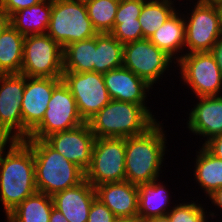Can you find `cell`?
<instances>
[{
	"instance_id": "1",
	"label": "cell",
	"mask_w": 222,
	"mask_h": 222,
	"mask_svg": "<svg viewBox=\"0 0 222 222\" xmlns=\"http://www.w3.org/2000/svg\"><path fill=\"white\" fill-rule=\"evenodd\" d=\"M9 145L6 155V148L0 152V201L6 216L37 192L32 148L24 140H11Z\"/></svg>"
},
{
	"instance_id": "2",
	"label": "cell",
	"mask_w": 222,
	"mask_h": 222,
	"mask_svg": "<svg viewBox=\"0 0 222 222\" xmlns=\"http://www.w3.org/2000/svg\"><path fill=\"white\" fill-rule=\"evenodd\" d=\"M162 129L160 122H156L144 134L126 138V181L140 185L158 180L166 151V138Z\"/></svg>"
},
{
	"instance_id": "3",
	"label": "cell",
	"mask_w": 222,
	"mask_h": 222,
	"mask_svg": "<svg viewBox=\"0 0 222 222\" xmlns=\"http://www.w3.org/2000/svg\"><path fill=\"white\" fill-rule=\"evenodd\" d=\"M156 122L145 105L111 100L88 124L95 138H128L144 134Z\"/></svg>"
},
{
	"instance_id": "4",
	"label": "cell",
	"mask_w": 222,
	"mask_h": 222,
	"mask_svg": "<svg viewBox=\"0 0 222 222\" xmlns=\"http://www.w3.org/2000/svg\"><path fill=\"white\" fill-rule=\"evenodd\" d=\"M24 141L34 154L37 192L53 196L85 180V172L53 149L44 139Z\"/></svg>"
},
{
	"instance_id": "5",
	"label": "cell",
	"mask_w": 222,
	"mask_h": 222,
	"mask_svg": "<svg viewBox=\"0 0 222 222\" xmlns=\"http://www.w3.org/2000/svg\"><path fill=\"white\" fill-rule=\"evenodd\" d=\"M63 49L77 41L95 37L85 2L78 0H52V12L46 32Z\"/></svg>"
},
{
	"instance_id": "6",
	"label": "cell",
	"mask_w": 222,
	"mask_h": 222,
	"mask_svg": "<svg viewBox=\"0 0 222 222\" xmlns=\"http://www.w3.org/2000/svg\"><path fill=\"white\" fill-rule=\"evenodd\" d=\"M20 74L62 78L63 47L47 34L25 36Z\"/></svg>"
},
{
	"instance_id": "7",
	"label": "cell",
	"mask_w": 222,
	"mask_h": 222,
	"mask_svg": "<svg viewBox=\"0 0 222 222\" xmlns=\"http://www.w3.org/2000/svg\"><path fill=\"white\" fill-rule=\"evenodd\" d=\"M125 152L126 138H95L85 179L94 188L103 183L125 181Z\"/></svg>"
},
{
	"instance_id": "8",
	"label": "cell",
	"mask_w": 222,
	"mask_h": 222,
	"mask_svg": "<svg viewBox=\"0 0 222 222\" xmlns=\"http://www.w3.org/2000/svg\"><path fill=\"white\" fill-rule=\"evenodd\" d=\"M83 123L76 100L61 80L53 89L42 121L30 132L28 139H45L51 134L73 129Z\"/></svg>"
},
{
	"instance_id": "9",
	"label": "cell",
	"mask_w": 222,
	"mask_h": 222,
	"mask_svg": "<svg viewBox=\"0 0 222 222\" xmlns=\"http://www.w3.org/2000/svg\"><path fill=\"white\" fill-rule=\"evenodd\" d=\"M181 78L192 88L196 97L221 96L222 74L210 52H194L176 57Z\"/></svg>"
},
{
	"instance_id": "10",
	"label": "cell",
	"mask_w": 222,
	"mask_h": 222,
	"mask_svg": "<svg viewBox=\"0 0 222 222\" xmlns=\"http://www.w3.org/2000/svg\"><path fill=\"white\" fill-rule=\"evenodd\" d=\"M62 80L76 100L79 115L84 122H88L112 100L101 73L63 72Z\"/></svg>"
},
{
	"instance_id": "11",
	"label": "cell",
	"mask_w": 222,
	"mask_h": 222,
	"mask_svg": "<svg viewBox=\"0 0 222 222\" xmlns=\"http://www.w3.org/2000/svg\"><path fill=\"white\" fill-rule=\"evenodd\" d=\"M172 61L171 56L149 39L123 45V67L145 80L150 86L159 80Z\"/></svg>"
},
{
	"instance_id": "12",
	"label": "cell",
	"mask_w": 222,
	"mask_h": 222,
	"mask_svg": "<svg viewBox=\"0 0 222 222\" xmlns=\"http://www.w3.org/2000/svg\"><path fill=\"white\" fill-rule=\"evenodd\" d=\"M191 16L185 21V46L188 53L210 52L222 36L216 5L196 2Z\"/></svg>"
},
{
	"instance_id": "13",
	"label": "cell",
	"mask_w": 222,
	"mask_h": 222,
	"mask_svg": "<svg viewBox=\"0 0 222 222\" xmlns=\"http://www.w3.org/2000/svg\"><path fill=\"white\" fill-rule=\"evenodd\" d=\"M24 88V75L0 74V130L11 140H23Z\"/></svg>"
},
{
	"instance_id": "14",
	"label": "cell",
	"mask_w": 222,
	"mask_h": 222,
	"mask_svg": "<svg viewBox=\"0 0 222 222\" xmlns=\"http://www.w3.org/2000/svg\"><path fill=\"white\" fill-rule=\"evenodd\" d=\"M62 78L26 77L21 103L23 119V140L42 121L54 87Z\"/></svg>"
},
{
	"instance_id": "15",
	"label": "cell",
	"mask_w": 222,
	"mask_h": 222,
	"mask_svg": "<svg viewBox=\"0 0 222 222\" xmlns=\"http://www.w3.org/2000/svg\"><path fill=\"white\" fill-rule=\"evenodd\" d=\"M44 140L84 172L90 167L95 135L88 122L70 130L51 134Z\"/></svg>"
},
{
	"instance_id": "16",
	"label": "cell",
	"mask_w": 222,
	"mask_h": 222,
	"mask_svg": "<svg viewBox=\"0 0 222 222\" xmlns=\"http://www.w3.org/2000/svg\"><path fill=\"white\" fill-rule=\"evenodd\" d=\"M103 78L112 100L145 105L146 92L151 86L129 69L122 66L110 70Z\"/></svg>"
},
{
	"instance_id": "17",
	"label": "cell",
	"mask_w": 222,
	"mask_h": 222,
	"mask_svg": "<svg viewBox=\"0 0 222 222\" xmlns=\"http://www.w3.org/2000/svg\"><path fill=\"white\" fill-rule=\"evenodd\" d=\"M96 196L117 218L138 216V185L128 181L108 182L95 187Z\"/></svg>"
},
{
	"instance_id": "18",
	"label": "cell",
	"mask_w": 222,
	"mask_h": 222,
	"mask_svg": "<svg viewBox=\"0 0 222 222\" xmlns=\"http://www.w3.org/2000/svg\"><path fill=\"white\" fill-rule=\"evenodd\" d=\"M95 188L85 179L80 184L52 196L54 207L69 222H87L90 207L96 198Z\"/></svg>"
},
{
	"instance_id": "19",
	"label": "cell",
	"mask_w": 222,
	"mask_h": 222,
	"mask_svg": "<svg viewBox=\"0 0 222 222\" xmlns=\"http://www.w3.org/2000/svg\"><path fill=\"white\" fill-rule=\"evenodd\" d=\"M189 113L187 125L194 134L211 138L222 134V96L199 97Z\"/></svg>"
},
{
	"instance_id": "20",
	"label": "cell",
	"mask_w": 222,
	"mask_h": 222,
	"mask_svg": "<svg viewBox=\"0 0 222 222\" xmlns=\"http://www.w3.org/2000/svg\"><path fill=\"white\" fill-rule=\"evenodd\" d=\"M52 12V0H44L36 5L15 12L9 23L24 37L46 34Z\"/></svg>"
},
{
	"instance_id": "21",
	"label": "cell",
	"mask_w": 222,
	"mask_h": 222,
	"mask_svg": "<svg viewBox=\"0 0 222 222\" xmlns=\"http://www.w3.org/2000/svg\"><path fill=\"white\" fill-rule=\"evenodd\" d=\"M24 36L10 23L0 34V74H20Z\"/></svg>"
},
{
	"instance_id": "22",
	"label": "cell",
	"mask_w": 222,
	"mask_h": 222,
	"mask_svg": "<svg viewBox=\"0 0 222 222\" xmlns=\"http://www.w3.org/2000/svg\"><path fill=\"white\" fill-rule=\"evenodd\" d=\"M152 181L138 185V218L141 221L167 215L170 202L165 186ZM167 208V209H166ZM166 211V212H165Z\"/></svg>"
},
{
	"instance_id": "23",
	"label": "cell",
	"mask_w": 222,
	"mask_h": 222,
	"mask_svg": "<svg viewBox=\"0 0 222 222\" xmlns=\"http://www.w3.org/2000/svg\"><path fill=\"white\" fill-rule=\"evenodd\" d=\"M149 40L172 58L185 47V21L175 11ZM183 47V48H182Z\"/></svg>"
},
{
	"instance_id": "24",
	"label": "cell",
	"mask_w": 222,
	"mask_h": 222,
	"mask_svg": "<svg viewBox=\"0 0 222 222\" xmlns=\"http://www.w3.org/2000/svg\"><path fill=\"white\" fill-rule=\"evenodd\" d=\"M53 207L52 196L36 192L6 216L7 222H49Z\"/></svg>"
},
{
	"instance_id": "25",
	"label": "cell",
	"mask_w": 222,
	"mask_h": 222,
	"mask_svg": "<svg viewBox=\"0 0 222 222\" xmlns=\"http://www.w3.org/2000/svg\"><path fill=\"white\" fill-rule=\"evenodd\" d=\"M96 36L73 42L63 49V72H94Z\"/></svg>"
},
{
	"instance_id": "26",
	"label": "cell",
	"mask_w": 222,
	"mask_h": 222,
	"mask_svg": "<svg viewBox=\"0 0 222 222\" xmlns=\"http://www.w3.org/2000/svg\"><path fill=\"white\" fill-rule=\"evenodd\" d=\"M123 66V44L111 33L96 35L94 72L107 73Z\"/></svg>"
},
{
	"instance_id": "27",
	"label": "cell",
	"mask_w": 222,
	"mask_h": 222,
	"mask_svg": "<svg viewBox=\"0 0 222 222\" xmlns=\"http://www.w3.org/2000/svg\"><path fill=\"white\" fill-rule=\"evenodd\" d=\"M199 151L194 176L209 196L222 187V160L211 154L204 146Z\"/></svg>"
},
{
	"instance_id": "28",
	"label": "cell",
	"mask_w": 222,
	"mask_h": 222,
	"mask_svg": "<svg viewBox=\"0 0 222 222\" xmlns=\"http://www.w3.org/2000/svg\"><path fill=\"white\" fill-rule=\"evenodd\" d=\"M171 0H147L141 9L138 21L144 39H149L176 11Z\"/></svg>"
},
{
	"instance_id": "29",
	"label": "cell",
	"mask_w": 222,
	"mask_h": 222,
	"mask_svg": "<svg viewBox=\"0 0 222 222\" xmlns=\"http://www.w3.org/2000/svg\"><path fill=\"white\" fill-rule=\"evenodd\" d=\"M120 0H89L85 2L88 16L97 33H110Z\"/></svg>"
},
{
	"instance_id": "30",
	"label": "cell",
	"mask_w": 222,
	"mask_h": 222,
	"mask_svg": "<svg viewBox=\"0 0 222 222\" xmlns=\"http://www.w3.org/2000/svg\"><path fill=\"white\" fill-rule=\"evenodd\" d=\"M201 204L180 203L167 213L170 222H206V215Z\"/></svg>"
},
{
	"instance_id": "31",
	"label": "cell",
	"mask_w": 222,
	"mask_h": 222,
	"mask_svg": "<svg viewBox=\"0 0 222 222\" xmlns=\"http://www.w3.org/2000/svg\"><path fill=\"white\" fill-rule=\"evenodd\" d=\"M146 1L147 0H120L114 20L113 29L120 23L135 21V19H138L143 4Z\"/></svg>"
},
{
	"instance_id": "32",
	"label": "cell",
	"mask_w": 222,
	"mask_h": 222,
	"mask_svg": "<svg viewBox=\"0 0 222 222\" xmlns=\"http://www.w3.org/2000/svg\"><path fill=\"white\" fill-rule=\"evenodd\" d=\"M110 33L123 45L144 39L142 27L138 19H135V21L120 23Z\"/></svg>"
},
{
	"instance_id": "33",
	"label": "cell",
	"mask_w": 222,
	"mask_h": 222,
	"mask_svg": "<svg viewBox=\"0 0 222 222\" xmlns=\"http://www.w3.org/2000/svg\"><path fill=\"white\" fill-rule=\"evenodd\" d=\"M116 218L112 211L96 197L90 207L87 222H114Z\"/></svg>"
},
{
	"instance_id": "34",
	"label": "cell",
	"mask_w": 222,
	"mask_h": 222,
	"mask_svg": "<svg viewBox=\"0 0 222 222\" xmlns=\"http://www.w3.org/2000/svg\"><path fill=\"white\" fill-rule=\"evenodd\" d=\"M42 1L44 0H1L0 11L10 18L15 12L36 5Z\"/></svg>"
},
{
	"instance_id": "35",
	"label": "cell",
	"mask_w": 222,
	"mask_h": 222,
	"mask_svg": "<svg viewBox=\"0 0 222 222\" xmlns=\"http://www.w3.org/2000/svg\"><path fill=\"white\" fill-rule=\"evenodd\" d=\"M203 146L215 157L222 160V134L211 138Z\"/></svg>"
},
{
	"instance_id": "36",
	"label": "cell",
	"mask_w": 222,
	"mask_h": 222,
	"mask_svg": "<svg viewBox=\"0 0 222 222\" xmlns=\"http://www.w3.org/2000/svg\"><path fill=\"white\" fill-rule=\"evenodd\" d=\"M210 53L214 56L222 74V36L216 41Z\"/></svg>"
},
{
	"instance_id": "37",
	"label": "cell",
	"mask_w": 222,
	"mask_h": 222,
	"mask_svg": "<svg viewBox=\"0 0 222 222\" xmlns=\"http://www.w3.org/2000/svg\"><path fill=\"white\" fill-rule=\"evenodd\" d=\"M211 198V199H210ZM209 199L212 200V203L218 208L222 209V187L215 190L211 195H209Z\"/></svg>"
},
{
	"instance_id": "38",
	"label": "cell",
	"mask_w": 222,
	"mask_h": 222,
	"mask_svg": "<svg viewBox=\"0 0 222 222\" xmlns=\"http://www.w3.org/2000/svg\"><path fill=\"white\" fill-rule=\"evenodd\" d=\"M49 222H69V221L58 209L53 207L50 214Z\"/></svg>"
},
{
	"instance_id": "39",
	"label": "cell",
	"mask_w": 222,
	"mask_h": 222,
	"mask_svg": "<svg viewBox=\"0 0 222 222\" xmlns=\"http://www.w3.org/2000/svg\"><path fill=\"white\" fill-rule=\"evenodd\" d=\"M9 24V17L0 11V34L4 28Z\"/></svg>"
},
{
	"instance_id": "40",
	"label": "cell",
	"mask_w": 222,
	"mask_h": 222,
	"mask_svg": "<svg viewBox=\"0 0 222 222\" xmlns=\"http://www.w3.org/2000/svg\"><path fill=\"white\" fill-rule=\"evenodd\" d=\"M11 142V139L7 137L1 130H0V152L6 147L7 143Z\"/></svg>"
},
{
	"instance_id": "41",
	"label": "cell",
	"mask_w": 222,
	"mask_h": 222,
	"mask_svg": "<svg viewBox=\"0 0 222 222\" xmlns=\"http://www.w3.org/2000/svg\"><path fill=\"white\" fill-rule=\"evenodd\" d=\"M142 222H170L167 215L159 216V217H153L147 220H144Z\"/></svg>"
},
{
	"instance_id": "42",
	"label": "cell",
	"mask_w": 222,
	"mask_h": 222,
	"mask_svg": "<svg viewBox=\"0 0 222 222\" xmlns=\"http://www.w3.org/2000/svg\"><path fill=\"white\" fill-rule=\"evenodd\" d=\"M114 222H142L138 217L134 218H116Z\"/></svg>"
},
{
	"instance_id": "43",
	"label": "cell",
	"mask_w": 222,
	"mask_h": 222,
	"mask_svg": "<svg viewBox=\"0 0 222 222\" xmlns=\"http://www.w3.org/2000/svg\"><path fill=\"white\" fill-rule=\"evenodd\" d=\"M197 2L203 3V4L216 5L217 3L222 2V0H198Z\"/></svg>"
},
{
	"instance_id": "44",
	"label": "cell",
	"mask_w": 222,
	"mask_h": 222,
	"mask_svg": "<svg viewBox=\"0 0 222 222\" xmlns=\"http://www.w3.org/2000/svg\"><path fill=\"white\" fill-rule=\"evenodd\" d=\"M216 7H217L218 12H219L220 24H221V29H222V2L217 3Z\"/></svg>"
},
{
	"instance_id": "45",
	"label": "cell",
	"mask_w": 222,
	"mask_h": 222,
	"mask_svg": "<svg viewBox=\"0 0 222 222\" xmlns=\"http://www.w3.org/2000/svg\"><path fill=\"white\" fill-rule=\"evenodd\" d=\"M78 1H80V2H87V1H89V0H78Z\"/></svg>"
}]
</instances>
